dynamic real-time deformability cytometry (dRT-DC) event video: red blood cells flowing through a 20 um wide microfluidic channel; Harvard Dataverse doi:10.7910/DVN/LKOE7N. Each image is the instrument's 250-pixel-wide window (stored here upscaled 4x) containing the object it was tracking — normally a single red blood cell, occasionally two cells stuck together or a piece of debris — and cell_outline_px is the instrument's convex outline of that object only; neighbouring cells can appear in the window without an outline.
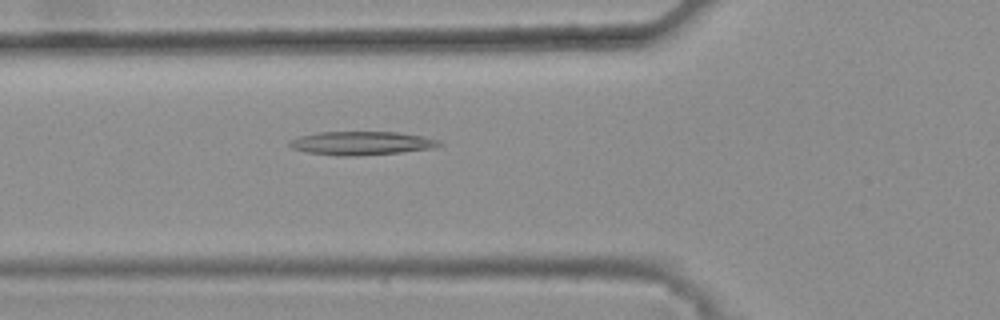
{"species": "common noctule bat (a hibernating species)", "species_latin": "Nyctalus noctula", "temperature_condition": "warm", "stored_images_in_passage": 37, "camera_frame_rate_fps": 3000, "um_per_image_px": 0.085, "animal": {"sex": "female", "body_mass_g": 25.1}, "frame": {"image": 1, "passage_image": 7, "time_ms": 2.0, "image_size_px": [1000, 320], "cell_outline_px": [[444, 144], [432, 148], [400, 152], [356, 156], [336, 156], [308, 152], [292, 148], [288, 144], [288, 140], [300, 136], [320, 132], [396, 132], [424, 136], [440, 140]], "centroid_in_image_um": [30.73, 12.17], "position_along_channel_um": 95.1, "area_um2": 20.58}}
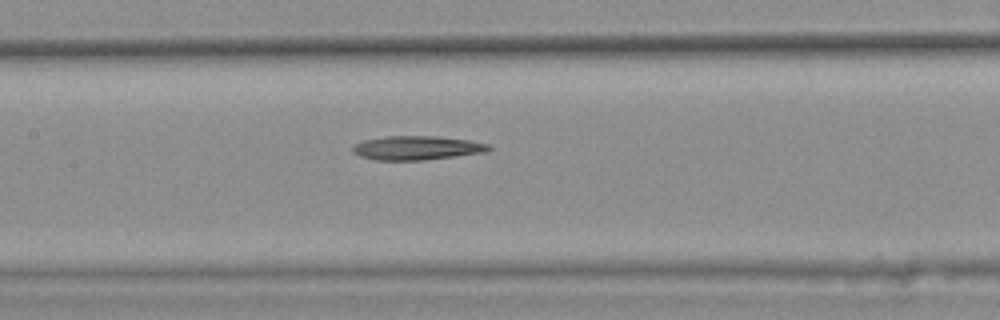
{"frame": {"image": 2, "passage_image": 13, "time_ms": 4.0, "image_size_px": [1000, 320], "cell_outline_px": [[492, 148], [484, 152], [424, 160], [376, 160], [360, 156], [352, 152], [352, 148], [356, 144], [364, 140], [384, 136], [436, 136], [468, 140], [488, 144]], "centroid_in_image_um": [35.4, 12.57], "position_along_channel_um": 172.0, "area_um2": 18.84}}
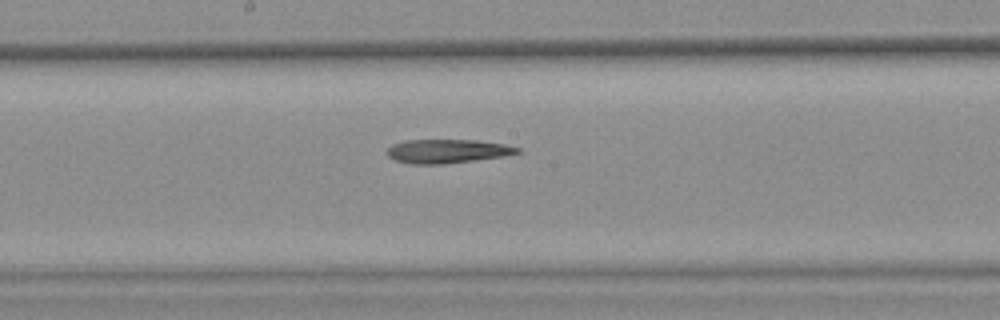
{"frame": {"image": 3, "passage_image": 16, "time_ms": 5.0, "image_size_px": [1000, 320], "cell_outline_px": [[520, 152], [504, 156], [440, 164], [412, 164], [396, 160], [388, 156], [384, 152], [392, 144], [404, 140], [476, 140], [504, 144], [520, 148]], "centroid_in_image_um": [37.97, 12.84], "position_along_channel_um": 210.2, "area_um2": 17.98}}